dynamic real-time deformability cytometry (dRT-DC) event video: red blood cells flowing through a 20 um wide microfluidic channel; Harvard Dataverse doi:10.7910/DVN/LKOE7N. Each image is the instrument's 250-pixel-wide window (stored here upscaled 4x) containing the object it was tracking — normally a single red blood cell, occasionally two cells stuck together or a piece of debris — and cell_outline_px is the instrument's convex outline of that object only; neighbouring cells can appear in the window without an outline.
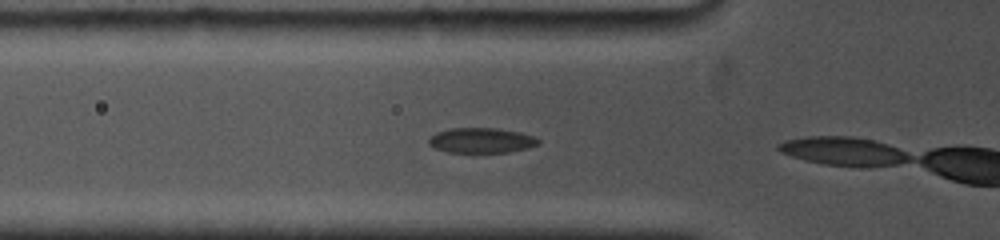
{"species": "common noctule bat (a hibernating species)", "species_latin": "Nyctalus noctula", "temperature_condition": "cold", "stored_images_in_passage": 5, "camera_frame_rate_fps": 5000, "um_per_image_px": 0.085, "animal": {"sex": "female", "body_mass_g": 19.0, "forearm_length_mm": 53.3}, "frame": {"image": 1, "passage_image": 4, "time_ms": 1.2, "image_size_px": [1000, 240], "cell_outline_px": [[540, 144], [528, 148], [508, 152], [448, 152], [436, 148], [428, 144], [428, 140], [436, 132], [452, 128], [496, 128], [520, 132], [532, 136], [540, 140]], "centroid_in_image_um": [40.93, 11.93], "position_along_channel_um": 84.9, "area_um2": 15.95}}